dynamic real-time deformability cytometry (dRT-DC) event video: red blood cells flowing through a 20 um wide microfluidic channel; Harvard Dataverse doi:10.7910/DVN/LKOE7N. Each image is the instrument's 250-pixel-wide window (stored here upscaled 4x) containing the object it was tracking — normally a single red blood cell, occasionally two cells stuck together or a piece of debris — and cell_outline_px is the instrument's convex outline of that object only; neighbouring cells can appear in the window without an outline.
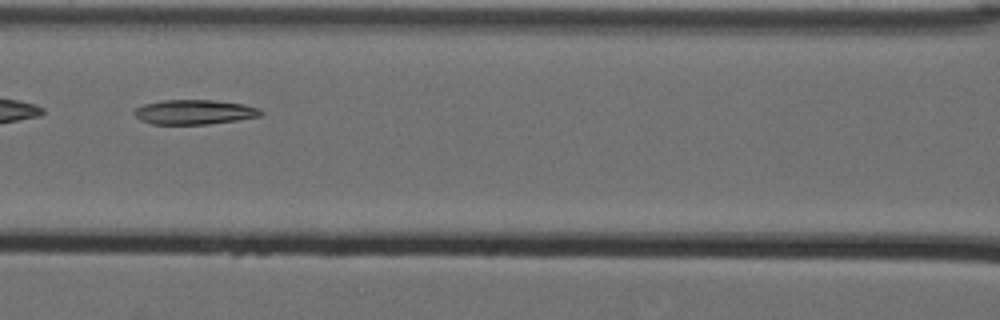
{"species": "Egyptian fruit bat (a non-hibernating species)", "species_latin": "Rousettus aegyptiacus", "temperature_condition": "cold", "stored_images_in_passage": 13, "segment_of_instrument_passage": [1, 2], "camera_frame_rate_fps": 3000, "um_per_image_px": 0.085, "animal": {"sex": "female"}, "frame": {"image": 1, "passage_image": 5, "time_ms": 1.333, "image_size_px": [1000, 320], "cell_outline_px": [[264, 112], [260, 116], [236, 120], [208, 124], [152, 124], [140, 120], [132, 112], [136, 108], [144, 104], [160, 100], [216, 100], [244, 104], [260, 108]], "centroid_in_image_um": [16.52, 9.52], "position_along_channel_um": 150.1, "area_um2": 18.26}}
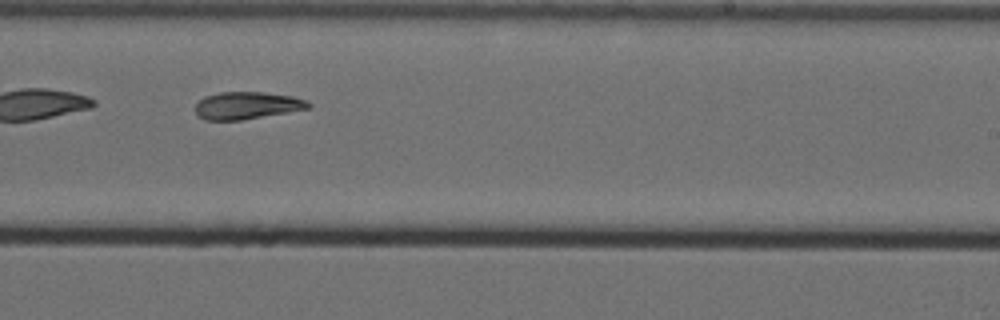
{"frame": {"image": 2, "passage_image": 8, "time_ms": 2.333, "image_size_px": [1000, 320], "cell_outline_px": [[312, 104], [308, 108], [288, 112], [240, 120], [204, 120], [196, 112], [196, 104], [204, 96], [220, 92], [264, 92], [292, 96], [304, 100]], "centroid_in_image_um": [20.97, 8.96], "position_along_channel_um": 268.0, "area_um2": 17.8}}
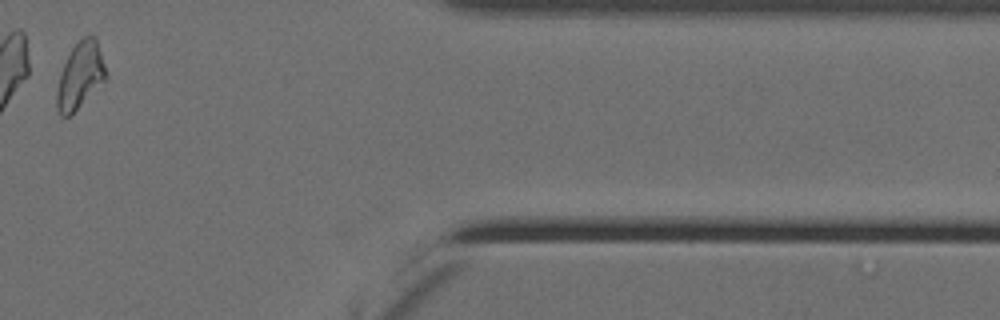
{"frame": {"image": 3, "passage_image": 11, "time_ms": 3.333, "image_size_px": [1000, 320], "cell_outline_px": [[108, 76], [68, 116], [60, 116], [56, 108], [56, 92], [60, 72], [72, 48], [84, 36], [92, 36], [96, 40]], "centroid_in_image_um": [6.78, 6.42], "position_along_channel_um": 404.6, "area_um2": 18.26}}